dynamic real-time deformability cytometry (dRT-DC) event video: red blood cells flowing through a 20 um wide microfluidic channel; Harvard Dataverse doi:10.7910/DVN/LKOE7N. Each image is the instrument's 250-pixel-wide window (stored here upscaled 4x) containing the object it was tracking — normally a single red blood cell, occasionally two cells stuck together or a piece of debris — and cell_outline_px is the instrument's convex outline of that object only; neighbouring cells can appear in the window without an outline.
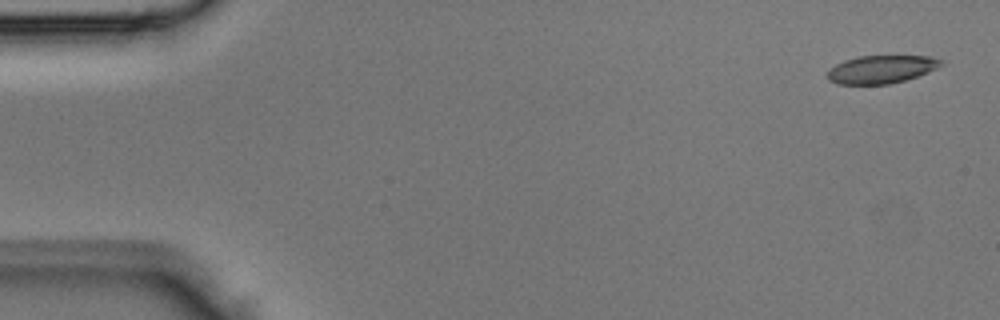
{"species": "Egyptian fruit bat (a non-hibernating species)", "species_latin": "Rousettus aegyptiacus", "temperature_condition": "room temperature", "stored_images_in_passage": 4, "camera_frame_rate_fps": 3000, "um_per_image_px": 0.085, "animal": {"sex": "male"}, "frame": {"image": 1, "passage_image": 1, "time_ms": 0.0, "image_size_px": [1000, 320], "cell_outline_px": [[944, 64], [928, 72], [904, 80], [888, 84], [836, 84], [828, 80], [828, 72], [836, 64], [844, 60], [856, 56], [932, 56], [944, 60]], "centroid_in_image_um": [74.93, 5.88], "position_along_channel_um": 10.1, "area_um2": 18.5}}
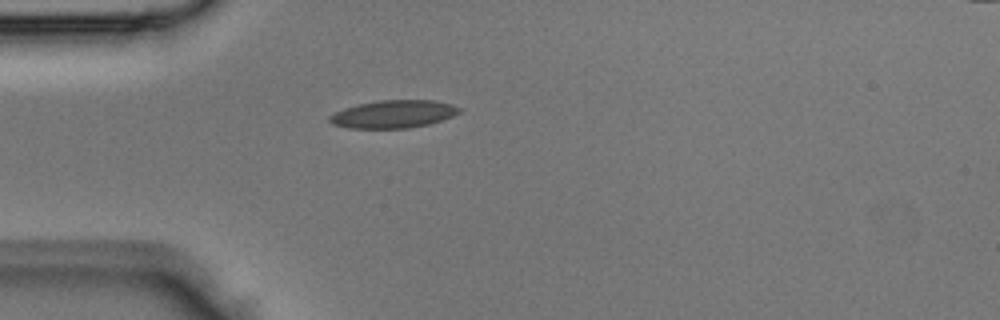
{"frame": {"image": 2, "passage_image": 4, "time_ms": 1.0, "image_size_px": [1000, 320], "cell_outline_px": [[464, 108], [460, 112], [452, 116], [428, 124], [408, 128], [348, 128], [332, 124], [328, 120], [328, 116], [344, 108], [360, 104], [380, 100], [436, 100], [452, 104]], "centroid_in_image_um": [33.46, 9.69], "position_along_channel_um": 51.5, "area_um2": 20.98}}